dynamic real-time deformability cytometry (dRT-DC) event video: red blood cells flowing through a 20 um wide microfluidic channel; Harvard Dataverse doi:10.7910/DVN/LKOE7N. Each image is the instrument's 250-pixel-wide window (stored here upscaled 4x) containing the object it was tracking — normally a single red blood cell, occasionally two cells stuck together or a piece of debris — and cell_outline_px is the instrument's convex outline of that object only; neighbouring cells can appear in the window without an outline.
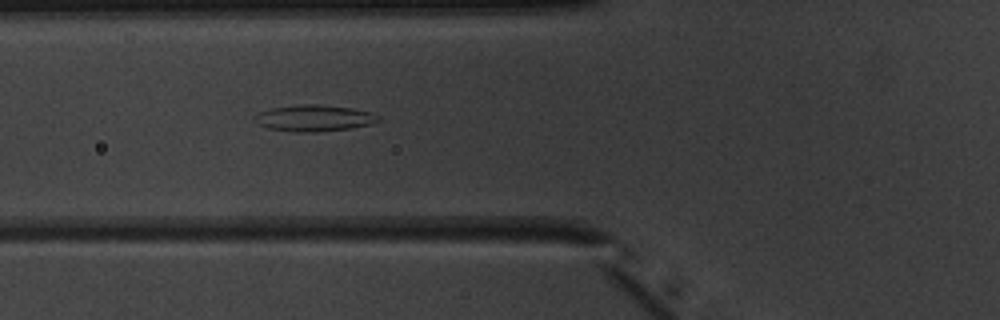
{"species": "common noctule bat (a hibernating species)", "species_latin": "Nyctalus noctula", "temperature_condition": "warm", "stored_images_in_passage": 52, "camera_frame_rate_fps": 3000, "um_per_image_px": 0.085, "animal": {"sex": "male", "body_mass_g": 20.1, "forearm_length_mm": 53.5}, "frame": {"image": 1, "passage_image": 21, "time_ms": 6.667, "image_size_px": [1000, 320], "cell_outline_px": [[380, 120], [372, 124], [348, 128], [316, 132], [296, 132], [268, 128], [260, 124], [252, 116], [260, 112], [272, 108], [300, 104], [316, 104], [352, 108], [372, 112], [380, 116]], "centroid_in_image_um": [26.73, 10.03], "position_along_channel_um": 99.1, "area_um2": 18.9}}
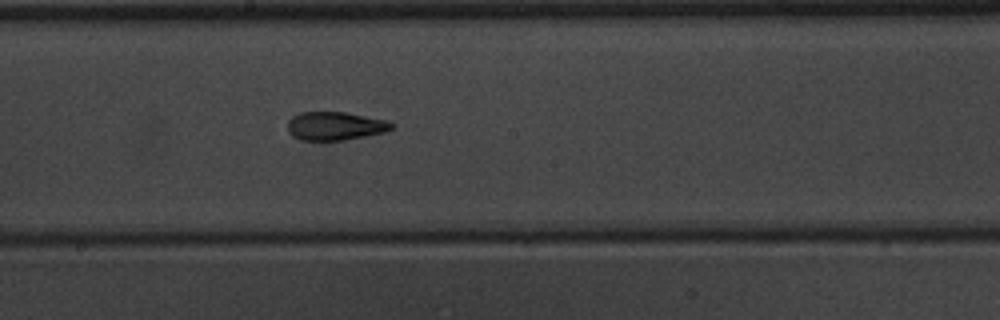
{"frame": {"image": 2, "passage_image": 30, "time_ms": 9.667, "image_size_px": [1000, 320], "cell_outline_px": [[396, 128], [384, 132], [344, 140], [300, 140], [292, 136], [288, 132], [288, 120], [292, 116], [300, 112], [344, 112], [388, 120], [396, 124]], "centroid_in_image_um": [28.51, 10.7], "position_along_channel_um": 219.7, "area_um2": 17.4}}
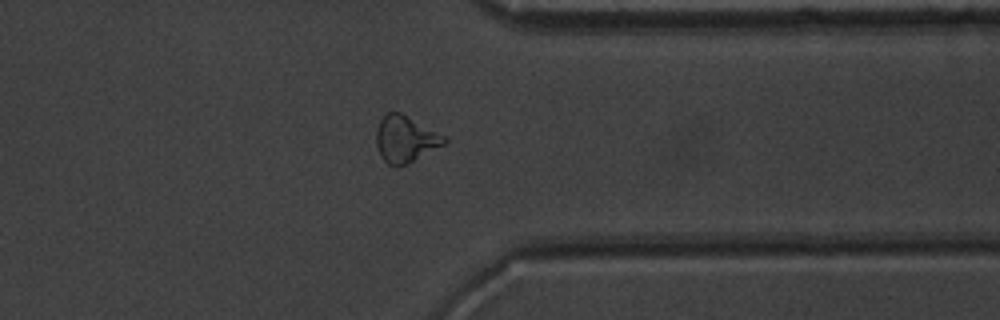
{"frame": {"image": 3, "passage_image": 42, "time_ms": 13.667, "image_size_px": [1000, 320], "cell_outline_px": [[448, 140], [444, 144], [408, 164], [396, 168], [388, 164], [380, 156], [376, 148], [376, 128], [380, 120], [388, 112], [400, 112], [448, 136]], "centroid_in_image_um": [34.46, 11.83], "position_along_channel_um": 376.9, "area_um2": 18.79}, "authors_computed_cell_mechanics": {"area_um2": 18.785, "velocity_mm_per_s": 4.0046, "shape_relaxation_time_tau1_ms": 5.6189, "shape_relaxation_time_tau2_ms": 2.8003, "deformation_change_tau1": 0.1794, "deformation_change_tau2": 0.1115}}